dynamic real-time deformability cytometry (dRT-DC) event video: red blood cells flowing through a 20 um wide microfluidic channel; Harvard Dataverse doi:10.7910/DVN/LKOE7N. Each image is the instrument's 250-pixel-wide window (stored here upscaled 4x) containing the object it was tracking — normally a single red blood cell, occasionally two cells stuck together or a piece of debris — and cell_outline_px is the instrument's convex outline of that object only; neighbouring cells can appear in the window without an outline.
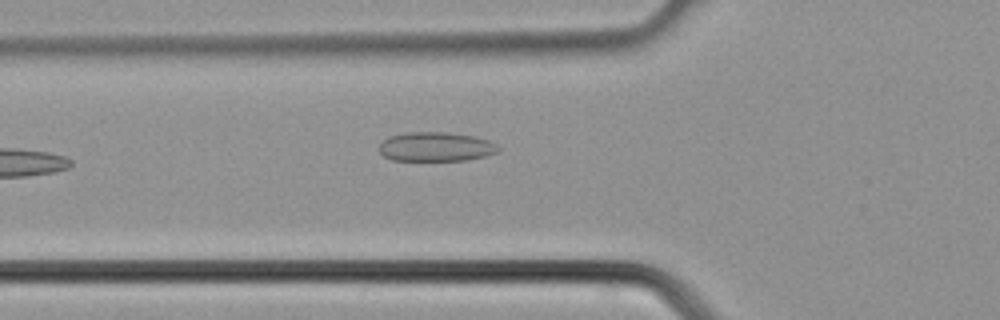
{"species": "common noctule bat (a hibernating species)", "species_latin": "Nyctalus noctula", "temperature_condition": "cold", "stored_images_in_passage": 17, "camera_frame_rate_fps": 3000, "um_per_image_px": 0.085, "animal": {"sex": "male", "body_mass_g": 21.5, "forearm_length_mm": 52.0}, "frame": {"image": 1, "passage_image": 3, "time_ms": 0.667, "image_size_px": [1000, 320], "cell_outline_px": [[500, 148], [496, 152], [484, 156], [468, 160], [392, 160], [384, 156], [380, 152], [380, 144], [388, 136], [408, 132], [448, 132], [476, 136], [488, 140], [496, 144]], "centroid_in_image_um": [37.05, 12.46], "position_along_channel_um": 88.7, "area_um2": 20.29}}
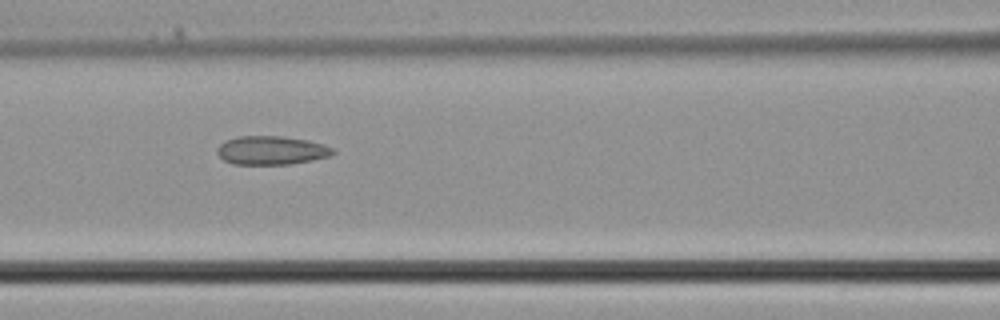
{"frame": {"image": 2, "passage_image": 6, "time_ms": 1.667, "image_size_px": [1000, 320], "cell_outline_px": [[336, 152], [332, 156], [292, 164], [232, 164], [224, 160], [216, 152], [216, 148], [220, 144], [236, 136], [284, 136], [308, 140], [324, 144], [336, 148]], "centroid_in_image_um": [23.12, 12.78], "position_along_channel_um": 143.5, "area_um2": 19.59}}